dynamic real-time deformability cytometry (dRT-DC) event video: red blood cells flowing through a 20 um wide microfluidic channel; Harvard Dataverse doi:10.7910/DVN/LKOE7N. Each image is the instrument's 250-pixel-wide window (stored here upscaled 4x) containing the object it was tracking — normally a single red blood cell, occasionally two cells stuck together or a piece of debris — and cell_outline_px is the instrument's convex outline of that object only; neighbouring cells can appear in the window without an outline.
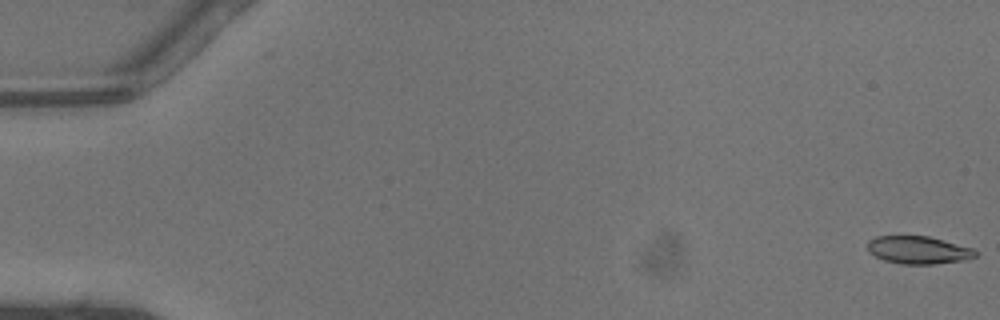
{"species": "common noctule bat (a hibernating species)", "species_latin": "Nyctalus noctula", "temperature_condition": "warm", "stored_images_in_passage": 47, "camera_frame_rate_fps": 3000, "um_per_image_px": 0.085, "animal": {"sex": "male", "body_mass_g": 13.3}, "frame": {"image": 1, "passage_image": 1, "time_ms": 0.0, "image_size_px": [1000, 320], "cell_outline_px": [[980, 252], [976, 256], [968, 260], [936, 264], [900, 264], [884, 260], [868, 252], [868, 240], [876, 236], [928, 236], [972, 248]], "centroid_in_image_um": [78.09, 21.26], "position_along_channel_um": 6.9, "area_um2": 17.57}}
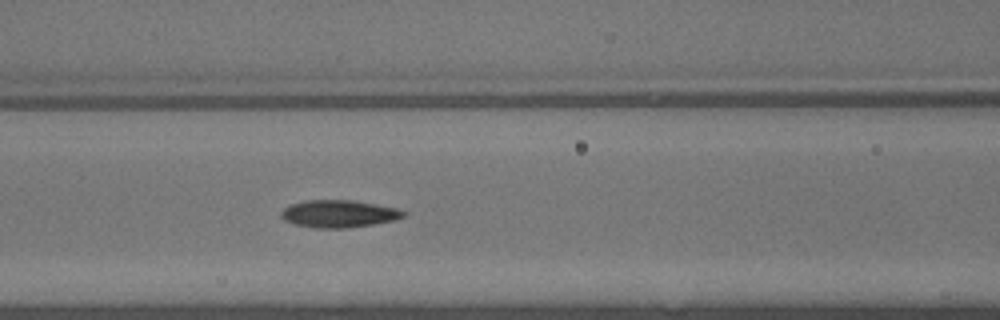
{"frame": {"image": 2, "passage_image": 21, "time_ms": 6.667, "image_size_px": [1000, 320], "cell_outline_px": [[404, 216], [392, 220], [372, 224], [348, 228], [316, 228], [296, 224], [284, 220], [280, 216], [280, 212], [284, 208], [292, 204], [304, 200], [352, 200], [396, 208], [404, 212]], "centroid_in_image_um": [28.74, 18.17], "position_along_channel_um": 137.9, "area_um2": 19.25}}
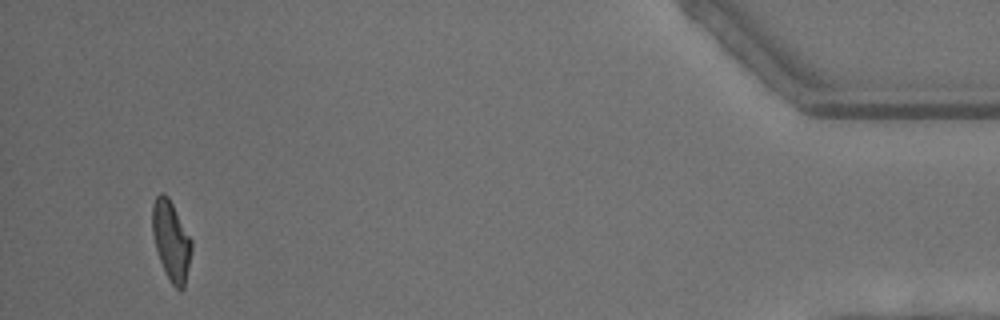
{"frame": {"image": 3, "passage_image": 45, "time_ms": 14.667, "image_size_px": [1000, 320], "cell_outline_px": [[192, 248], [184, 288], [180, 292], [172, 284], [160, 260], [156, 248], [152, 232], [152, 204], [156, 196], [160, 192], [164, 192], [168, 196], [192, 240]], "centroid_in_image_um": [14.55, 20.43], "position_along_channel_um": 420.7, "area_um2": 18.03}, "authors_computed_cell_mechanics": {"area_um2": 18.5538, "velocity_mm_per_s": 4.5148, "shape_relaxation_time_tau1_ms": 3.5189, "shape_relaxation_time_tau2_ms": 1.9452, "deformation_change_tau1": 0.1641, "deformation_change_tau2": 0.1023}}